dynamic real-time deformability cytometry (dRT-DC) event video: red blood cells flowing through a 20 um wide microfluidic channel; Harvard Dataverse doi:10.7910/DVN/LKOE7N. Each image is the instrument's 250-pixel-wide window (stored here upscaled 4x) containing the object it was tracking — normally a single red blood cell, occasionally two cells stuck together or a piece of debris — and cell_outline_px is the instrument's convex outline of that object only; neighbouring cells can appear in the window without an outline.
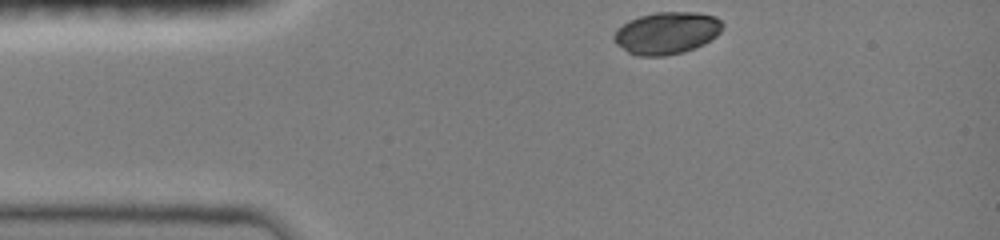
{"species": "common noctule bat (a hibernating species)", "species_latin": "Nyctalus noctula", "temperature_condition": "room temperature", "stored_images_in_passage": 34, "camera_frame_rate_fps": 3000, "um_per_image_px": 0.085, "animal": {"sex": "female", "body_mass_g": 19.0, "forearm_length_mm": 51.5}, "frame": {"image": 1, "passage_image": 1, "time_ms": 0.0, "image_size_px": [1000, 240], "cell_outline_px": [[724, 24], [720, 32], [716, 36], [704, 44], [684, 52], [664, 56], [640, 56], [628, 52], [616, 44], [612, 40], [612, 36], [628, 20], [640, 16], [656, 12], [696, 12], [716, 16]], "centroid_in_image_um": [56.68, 2.8], "position_along_channel_um": 28.3, "area_um2": 26.7}}
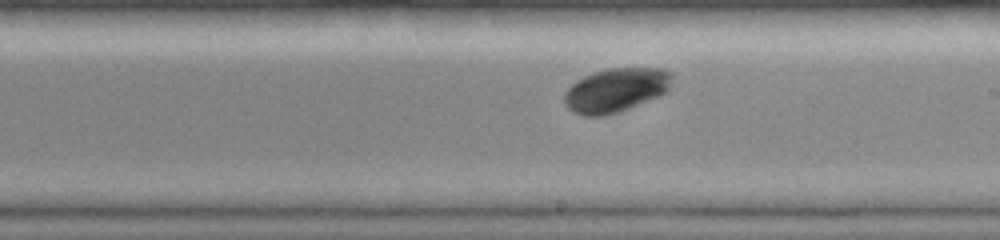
{"frame": {"image": 2, "passage_image": 20, "time_ms": 6.333, "image_size_px": [1000, 240], "cell_outline_px": [[672, 76], [668, 88], [664, 92], [656, 96], [620, 112], [604, 116], [584, 116], [572, 112], [564, 104], [564, 92], [576, 80], [592, 72], [608, 68], [664, 68], [672, 72]], "centroid_in_image_um": [52.29, 7.65], "position_along_channel_um": 236.7, "area_um2": 27.63}}
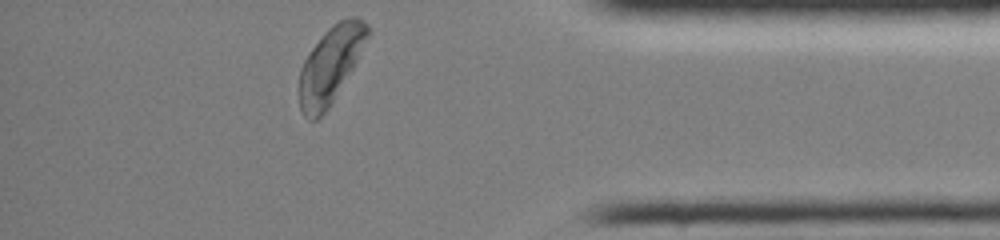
{"frame": {"image": 3, "passage_image": 34, "time_ms": 11.0, "image_size_px": [1000, 240], "cell_outline_px": [[372, 32], [352, 68], [328, 108], [316, 120], [308, 120], [304, 116], [300, 108], [300, 68], [308, 52], [324, 32], [332, 24], [348, 16], [356, 16], [364, 20], [368, 24]], "centroid_in_image_um": [28.11, 5.46], "position_along_channel_um": 407.1, "area_um2": 30.29}, "authors_computed_cell_mechanics": {"area_um2": 27.5995, "velocity_mm_per_s": 3.9801, "shape_relaxation_time_tau1_ms": 2.4215, "shape_relaxation_time_tau2_ms": null, "deformation_change_tau1": 0.1236, "deformation_change_tau2": null}}